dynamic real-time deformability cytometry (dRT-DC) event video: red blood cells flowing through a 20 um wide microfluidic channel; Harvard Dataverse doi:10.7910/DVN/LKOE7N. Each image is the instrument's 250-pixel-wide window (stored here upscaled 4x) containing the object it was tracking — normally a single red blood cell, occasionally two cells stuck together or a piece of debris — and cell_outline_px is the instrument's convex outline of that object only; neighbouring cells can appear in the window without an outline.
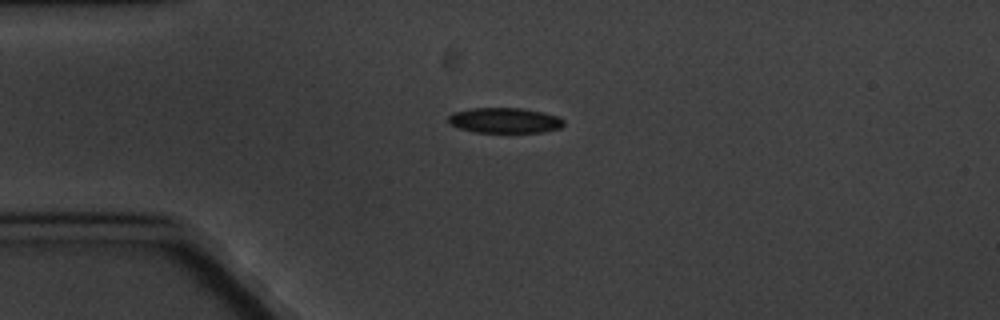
{"species": "common noctule bat (a hibernating species)", "species_latin": "Nyctalus noctula", "temperature_condition": "cold", "stored_images_in_passage": 2, "camera_frame_rate_fps": 3000, "um_per_image_px": 0.085, "animal": {"sex": "male", "body_mass_g": 20.1, "forearm_length_mm": 53.5}, "frame": {"image": 1, "passage_image": 1, "time_ms": 0.0, "image_size_px": [1000, 320], "cell_outline_px": [[564, 124], [560, 128], [544, 132], [476, 132], [460, 128], [448, 124], [448, 116], [452, 112], [472, 108], [524, 108], [544, 112], [560, 116], [564, 120]], "centroid_in_image_um": [42.92, 10.22], "position_along_channel_um": 42.1, "area_um2": 17.22}}